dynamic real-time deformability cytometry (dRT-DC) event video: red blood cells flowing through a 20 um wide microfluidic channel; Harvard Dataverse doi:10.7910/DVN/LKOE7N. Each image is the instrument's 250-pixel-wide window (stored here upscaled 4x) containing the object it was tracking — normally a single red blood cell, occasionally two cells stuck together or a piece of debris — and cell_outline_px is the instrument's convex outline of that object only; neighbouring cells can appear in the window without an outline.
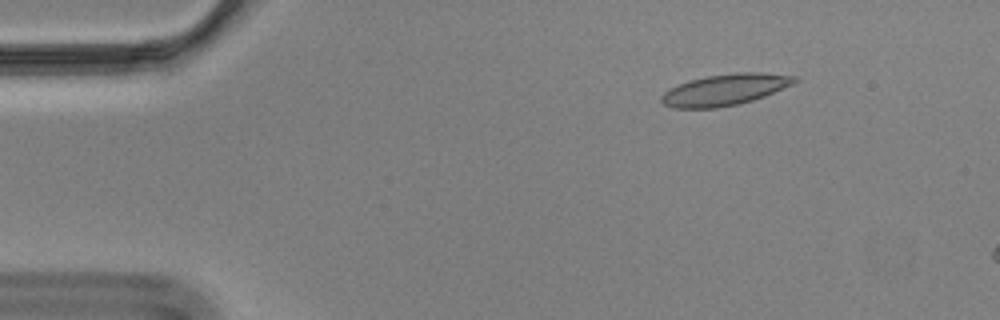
{"species": "Egyptian fruit bat (a non-hibernating species)", "species_latin": "Rousettus aegyptiacus", "temperature_condition": "cold", "stored_images_in_passage": 14, "camera_frame_rate_fps": 3000, "um_per_image_px": 0.085, "animal": {"sex": "male"}, "frame": {"image": 1, "passage_image": 8, "time_ms": 2.333, "image_size_px": [1000, 320], "cell_outline_px": [[800, 80], [792, 84], [764, 96], [752, 100], [736, 104], [716, 108], [676, 108], [664, 104], [660, 100], [660, 96], [668, 88], [688, 80], [708, 76], [736, 72], [760, 72], [796, 76]], "centroid_in_image_um": [61.6, 7.61], "position_along_channel_um": 23.4, "area_um2": 24.22}}